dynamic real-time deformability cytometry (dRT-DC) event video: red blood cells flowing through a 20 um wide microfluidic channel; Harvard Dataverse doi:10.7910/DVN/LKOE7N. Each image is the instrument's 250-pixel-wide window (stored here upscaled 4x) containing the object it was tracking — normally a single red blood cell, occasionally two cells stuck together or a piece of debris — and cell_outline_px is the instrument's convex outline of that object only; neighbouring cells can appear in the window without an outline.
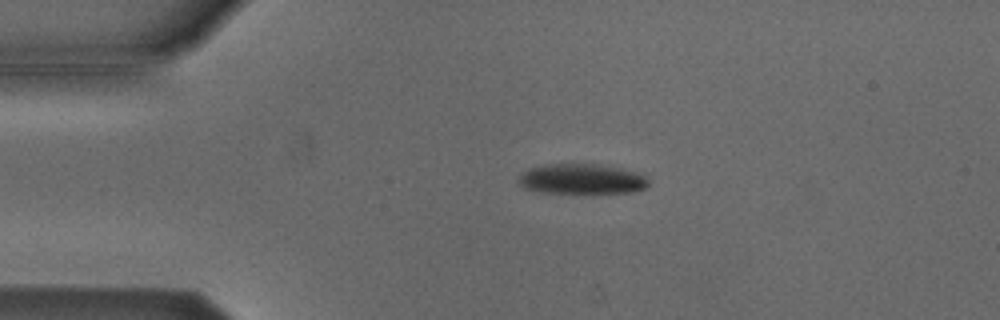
{"species": "Egyptian fruit bat (a non-hibernating species)", "species_latin": "Rousettus aegyptiacus", "temperature_condition": "cold", "stored_images_in_passage": 50, "camera_frame_rate_fps": 3000, "um_per_image_px": 0.085, "animal": {"sex": "male"}, "frame": {"image": 1, "passage_image": 8, "time_ms": 2.333, "image_size_px": [1000, 320], "cell_outline_px": [[648, 184], [644, 188], [632, 192], [592, 196], [540, 192], [524, 188], [516, 180], [528, 168], [544, 164], [596, 164], [644, 172], [648, 180]], "centroid_in_image_um": [49.49, 15.26], "position_along_channel_um": 35.5, "area_um2": 24.16}}
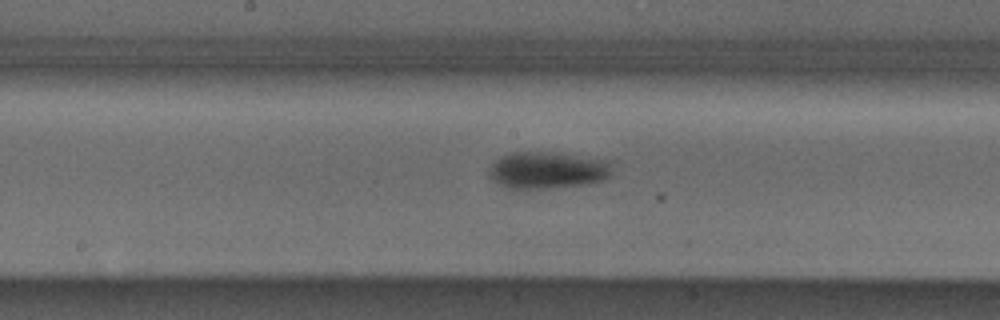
{"frame": {"image": 2, "passage_image": 24, "time_ms": 7.667, "image_size_px": [1000, 320], "cell_outline_px": [[616, 160], [608, 176], [604, 180], [580, 184], [544, 188], [504, 188], [492, 180], [488, 176], [488, 172], [492, 164], [500, 156], [512, 152], [544, 152]], "centroid_in_image_um": [46.54, 14.45], "position_along_channel_um": 201.7, "area_um2": 26.47}}
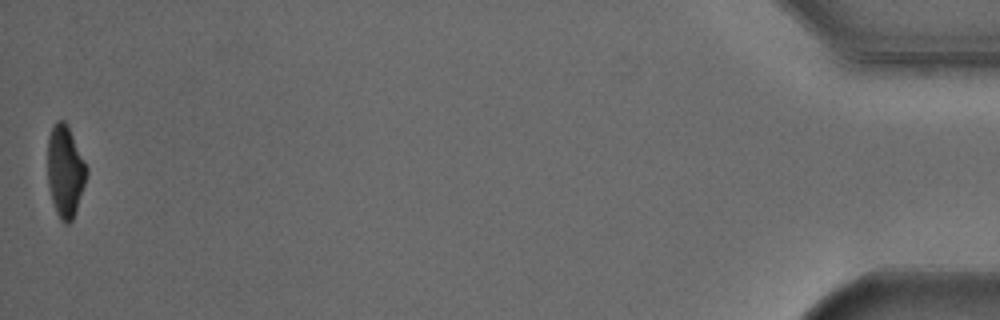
{"frame": {"image": 3, "passage_image": 50, "time_ms": 16.333, "image_size_px": [1000, 320], "cell_outline_px": [[88, 172], [72, 220], [68, 224], [64, 224], [60, 220], [56, 212], [52, 200], [48, 184], [48, 136], [52, 124], [56, 120], [64, 120], [88, 168]], "centroid_in_image_um": [5.52, 14.55], "position_along_channel_um": 429.7, "area_um2": 20.52}, "authors_computed_cell_mechanics": {"area_um2": 24.5939, "velocity_mm_per_s": 3.8029, "shape_relaxation_time_tau1_ms": 2.6707, "shape_relaxation_time_tau2_ms": null, "deformation_change_tau1": 0.1349, "deformation_change_tau2": null}}